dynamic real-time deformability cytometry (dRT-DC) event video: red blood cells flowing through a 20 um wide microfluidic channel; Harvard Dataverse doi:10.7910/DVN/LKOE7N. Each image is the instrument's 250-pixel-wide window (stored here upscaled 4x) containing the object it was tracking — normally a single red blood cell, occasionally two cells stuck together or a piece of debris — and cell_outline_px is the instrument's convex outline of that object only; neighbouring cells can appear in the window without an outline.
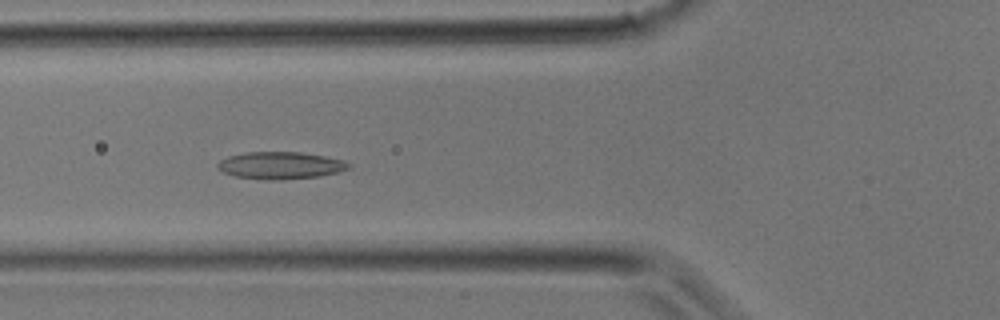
{"species": "common noctule bat (a hibernating species)", "species_latin": "Nyctalus noctula", "temperature_condition": "room temperature", "stored_images_in_passage": 27, "camera_frame_rate_fps": 3000, "um_per_image_px": 0.085, "animal": {"sex": "male", "body_mass_g": 17.9}, "frame": {"image": 1, "passage_image": 5, "time_ms": 1.333, "image_size_px": [1000, 320], "cell_outline_px": [[352, 168], [340, 172], [320, 176], [280, 180], [268, 180], [236, 176], [224, 172], [216, 168], [216, 164], [220, 160], [228, 156], [244, 152], [300, 152], [324, 156], [344, 160], [352, 164]], "centroid_in_image_um": [23.87, 14.06], "position_along_channel_um": 101.9, "area_um2": 20.98}}
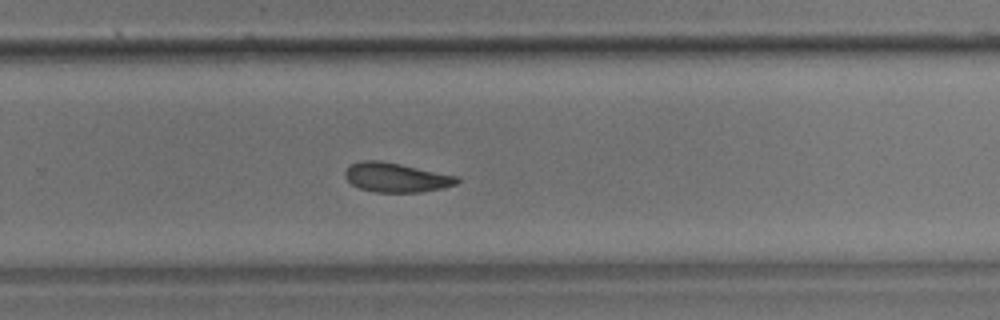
{"frame": {"image": 2, "passage_image": 15, "time_ms": 4.667, "image_size_px": [1000, 320], "cell_outline_px": [[460, 180], [456, 184], [444, 188], [420, 192], [376, 192], [360, 188], [352, 184], [344, 176], [344, 172], [352, 164], [360, 160], [380, 160], [400, 164], [456, 176]], "centroid_in_image_um": [33.66, 15.08], "position_along_channel_um": 296.1, "area_um2": 18.96}}
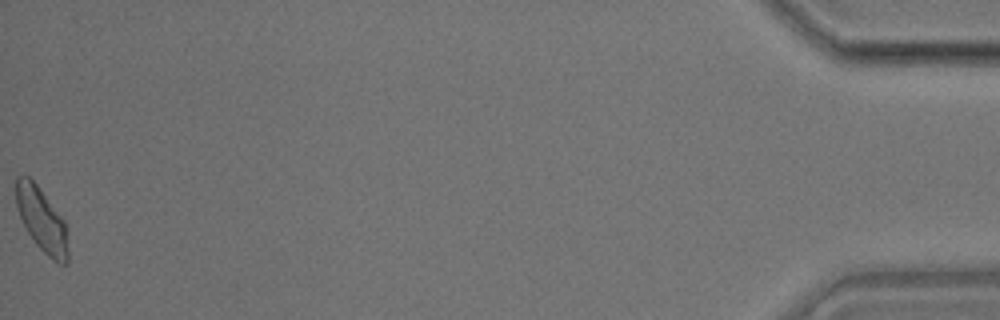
{"frame": {"image": 3, "passage_image": 27, "time_ms": 8.667, "image_size_px": [1000, 320], "cell_outline_px": [[68, 264], [60, 264], [52, 260], [36, 244], [28, 232], [20, 216], [16, 204], [16, 176], [20, 172], [28, 176], [36, 184], [64, 220], [68, 252]], "centroid_in_image_um": [3.53, 18.67], "position_along_channel_um": 431.7, "area_um2": 19.13}}